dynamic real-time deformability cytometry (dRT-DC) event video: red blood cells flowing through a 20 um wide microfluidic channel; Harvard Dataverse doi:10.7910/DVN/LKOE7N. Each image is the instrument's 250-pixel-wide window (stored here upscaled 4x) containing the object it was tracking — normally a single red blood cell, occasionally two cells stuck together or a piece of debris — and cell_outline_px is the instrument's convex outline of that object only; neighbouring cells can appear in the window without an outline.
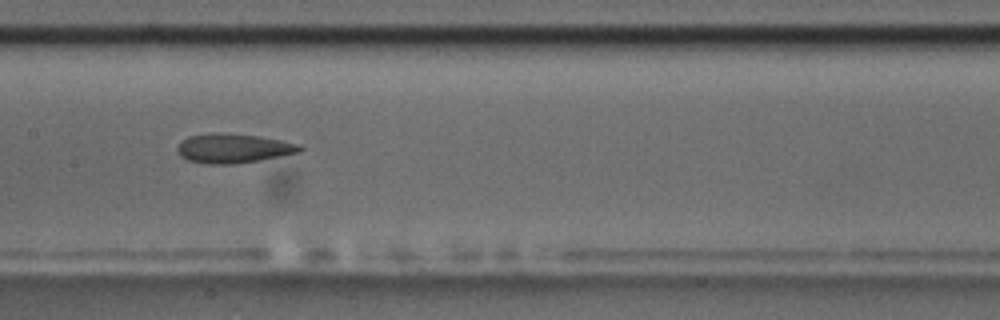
{"species": "common noctule bat (a hibernating species)", "species_latin": "Nyctalus noctula", "temperature_condition": "room temperature", "stored_images_in_passage": 11, "camera_frame_rate_fps": 3000, "um_per_image_px": 0.085, "animal": {"sex": "male", "body_mass_g": 17.5, "forearm_length_mm": 52.3}, "frame": {"image": 1, "passage_image": 4, "time_ms": 3.333, "image_size_px": [1000, 320], "cell_outline_px": [[304, 148], [300, 152], [260, 160], [232, 164], [204, 164], [188, 160], [180, 156], [176, 152], [176, 148], [188, 136], [212, 132], [224, 132], [260, 136], [300, 144]], "centroid_in_image_um": [19.82, 12.6], "position_along_channel_um": 187.6, "area_um2": 21.15}}
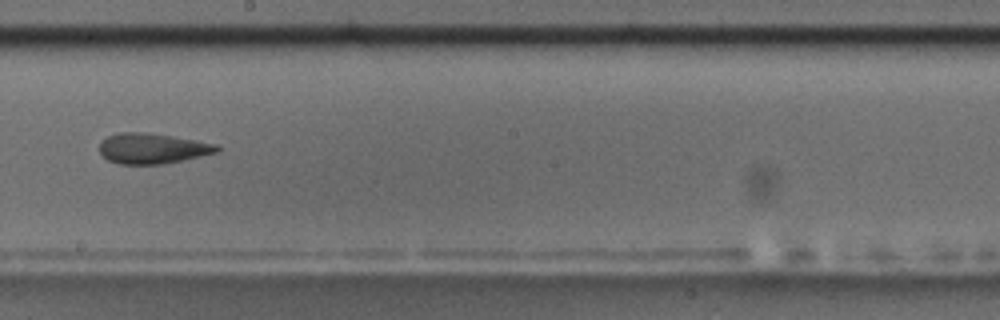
{"frame": {"image": 2, "passage_image": 5, "time_ms": 4.667, "image_size_px": [1000, 320], "cell_outline_px": [[220, 152], [184, 160], [160, 164], [120, 164], [108, 160], [100, 152], [100, 140], [108, 136], [120, 132], [140, 132], [172, 136], [196, 140], [216, 144], [220, 148]], "centroid_in_image_um": [12.97, 12.62], "position_along_channel_um": 235.2, "area_um2": 20.81}}
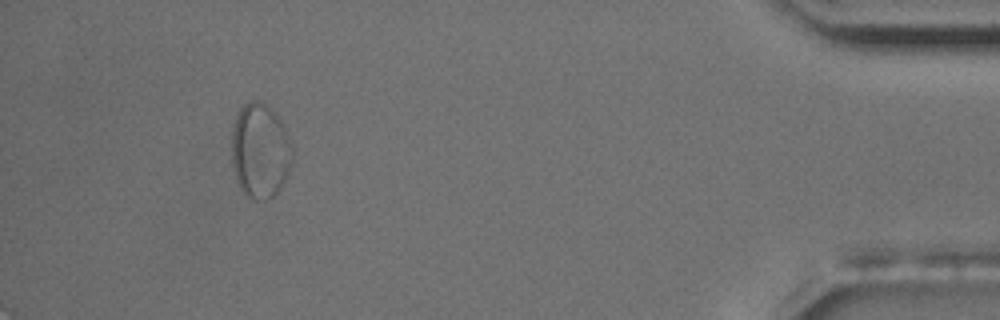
{"frame": {"image": 3, "passage_image": 10, "time_ms": 11.333, "image_size_px": [1000, 320], "cell_outline_px": [[292, 164], [280, 188], [268, 200], [252, 200], [240, 188], [232, 164], [232, 132], [236, 116], [240, 108], [244, 104], [252, 100], [260, 100], [268, 104], [280, 120], [292, 144]], "centroid_in_image_um": [22.11, 12.8], "position_along_channel_um": 413.1, "area_um2": 33.58}, "authors_computed_cell_mechanics": {"area_um2": 21.386, "velocity_mm_per_s": 3.5977, "shape_relaxation_time_tau1_ms": 10.2346, "shape_relaxation_time_tau2_ms": 1.8995, "deformation_change_tau1": 0.258, "deformation_change_tau2": 0.0868}}